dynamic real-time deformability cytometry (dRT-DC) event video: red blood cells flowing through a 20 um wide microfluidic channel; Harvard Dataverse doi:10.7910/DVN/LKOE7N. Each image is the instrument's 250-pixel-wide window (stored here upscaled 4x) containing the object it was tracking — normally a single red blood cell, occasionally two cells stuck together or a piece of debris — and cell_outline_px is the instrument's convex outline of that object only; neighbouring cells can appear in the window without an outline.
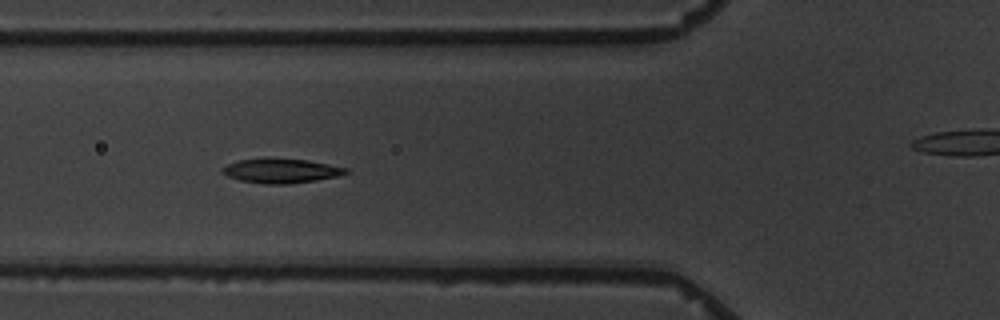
{"species": "common noctule bat (a hibernating species)", "species_latin": "Nyctalus noctula", "temperature_condition": "warm", "stored_images_in_passage": 10, "segment_of_instrument_passage": [1, 2], "camera_frame_rate_fps": 3000, "um_per_image_px": 0.085, "animal": {"sex": "male", "body_mass_g": 19.5, "forearm_length_mm": 54.6}, "frame": {"image": 1, "passage_image": 5, "time_ms": 6.0, "image_size_px": [1000, 320], "cell_outline_px": [[348, 172], [336, 176], [316, 180], [288, 184], [264, 184], [240, 180], [228, 176], [220, 172], [220, 168], [228, 164], [240, 160], [264, 156], [268, 156], [308, 160], [348, 168]], "centroid_in_image_um": [23.83, 14.48], "position_along_channel_um": 102.0, "area_um2": 17.98}}
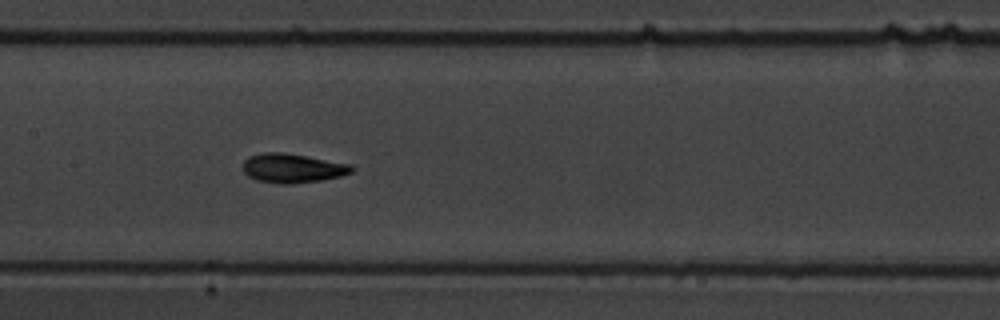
{"frame": {"image": 2, "passage_image": 7, "time_ms": 8.333, "image_size_px": [1000, 320], "cell_outline_px": [[356, 168], [352, 172], [340, 176], [320, 180], [292, 184], [280, 184], [256, 180], [248, 176], [244, 172], [244, 160], [248, 156], [264, 152], [284, 152], [308, 156], [352, 164]], "centroid_in_image_um": [24.88, 14.28], "position_along_channel_um": 182.5, "area_um2": 18.67}}
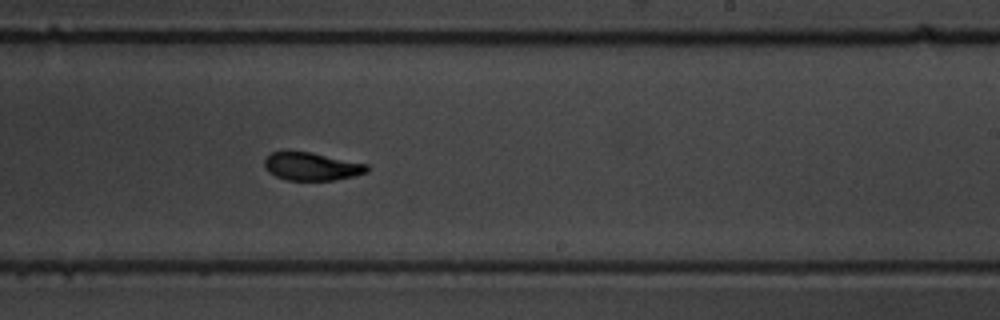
{"frame": {"image": 3, "passage_image": 9, "time_ms": 10.667, "image_size_px": [1000, 320], "cell_outline_px": [[368, 172], [336, 180], [288, 180], [276, 176], [268, 172], [264, 164], [264, 160], [272, 152], [284, 148], [312, 152], [368, 164]], "centroid_in_image_um": [26.44, 14.1], "position_along_channel_um": 262.6, "area_um2": 17.17}}